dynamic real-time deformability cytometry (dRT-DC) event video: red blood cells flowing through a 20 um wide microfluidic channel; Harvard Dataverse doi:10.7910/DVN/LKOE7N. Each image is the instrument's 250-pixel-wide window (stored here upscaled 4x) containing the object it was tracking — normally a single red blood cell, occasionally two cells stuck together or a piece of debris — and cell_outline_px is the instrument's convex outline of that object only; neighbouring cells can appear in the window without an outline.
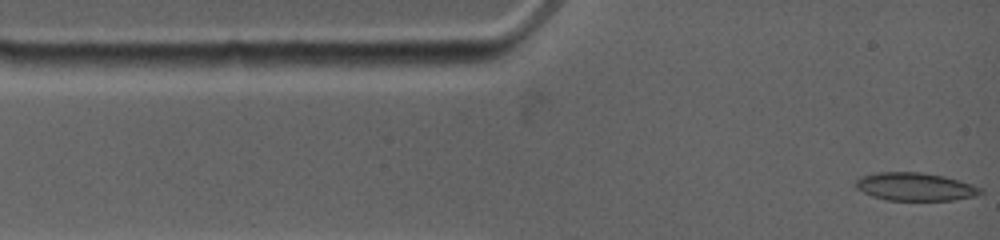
{"species": "common noctule bat (a hibernating species)", "species_latin": "Nyctalus noctula", "temperature_condition": "warm", "stored_images_in_passage": 11, "camera_frame_rate_fps": 4500, "um_per_image_px": 0.085, "animal": {"sex": "female", "body_mass_g": 19.0, "forearm_length_mm": 53.3}, "frame": {"image": 1, "passage_image": 1, "time_ms": 0.0, "image_size_px": [1000, 240], "cell_outline_px": [[984, 192], [976, 196], [952, 200], [888, 200], [872, 196], [856, 188], [852, 184], [860, 176], [876, 172], [920, 172], [944, 176], [960, 180], [984, 188]], "centroid_in_image_um": [77.8, 15.86], "position_along_channel_um": 7.2, "area_um2": 20.63}}
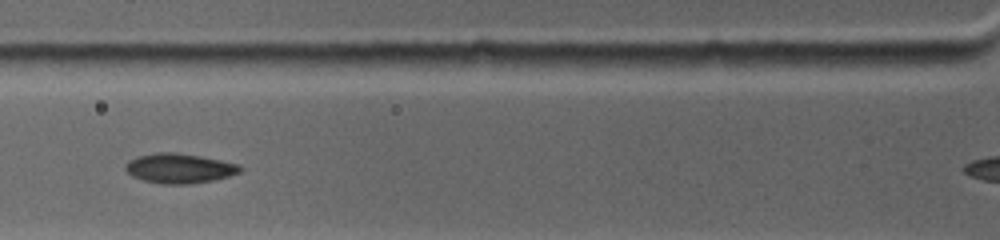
{"frame": {"image": 2, "passage_image": 9, "time_ms": 3.778, "image_size_px": [1000, 240], "cell_outline_px": [[244, 168], [240, 172], [228, 176], [212, 180], [188, 184], [164, 184], [144, 180], [132, 176], [124, 168], [124, 164], [128, 160], [136, 156], [156, 152], [172, 152], [200, 156], [240, 164]], "centroid_in_image_um": [15.23, 14.3], "position_along_channel_um": 110.6, "area_um2": 19.88}}
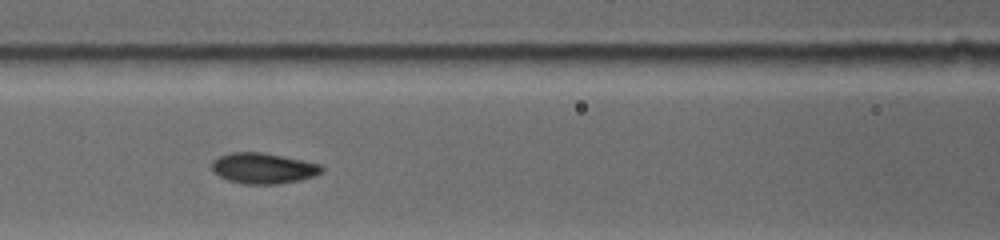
{"frame": {"image": 3, "passage_image": 10, "time_ms": 4.667, "image_size_px": [1000, 240], "cell_outline_px": [[324, 172], [300, 180], [280, 184], [244, 184], [228, 180], [212, 172], [212, 160], [220, 156], [232, 152], [264, 152], [320, 164], [324, 168]], "centroid_in_image_um": [22.37, 14.3], "position_along_channel_um": 144.2, "area_um2": 19.71}}